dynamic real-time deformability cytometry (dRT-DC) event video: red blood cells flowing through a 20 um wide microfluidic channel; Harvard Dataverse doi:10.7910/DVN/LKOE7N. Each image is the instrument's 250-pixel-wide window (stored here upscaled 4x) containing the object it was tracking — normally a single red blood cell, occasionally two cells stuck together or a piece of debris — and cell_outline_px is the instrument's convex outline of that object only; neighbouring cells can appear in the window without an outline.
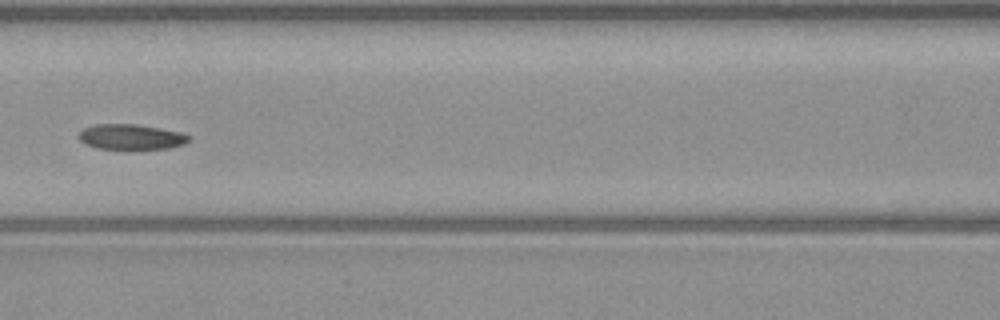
{"species": "common noctule bat (a hibernating species)", "species_latin": "Nyctalus noctula", "temperature_condition": "warm", "stored_images_in_passage": 7, "camera_frame_rate_fps": 3000, "um_per_image_px": 0.085, "animal": {"sex": "male", "body_mass_g": 23.1, "forearm_length_mm": 52.7}, "frame": {"image": 1, "passage_image": 7, "time_ms": 7.333, "image_size_px": [1000, 320], "cell_outline_px": [[192, 140], [184, 144], [168, 148], [96, 148], [84, 144], [80, 140], [80, 132], [84, 128], [96, 124], [136, 124], [160, 128], [180, 132], [192, 136]], "centroid_in_image_um": [11.18, 11.62], "position_along_channel_um": 155.4, "area_um2": 16.07}}